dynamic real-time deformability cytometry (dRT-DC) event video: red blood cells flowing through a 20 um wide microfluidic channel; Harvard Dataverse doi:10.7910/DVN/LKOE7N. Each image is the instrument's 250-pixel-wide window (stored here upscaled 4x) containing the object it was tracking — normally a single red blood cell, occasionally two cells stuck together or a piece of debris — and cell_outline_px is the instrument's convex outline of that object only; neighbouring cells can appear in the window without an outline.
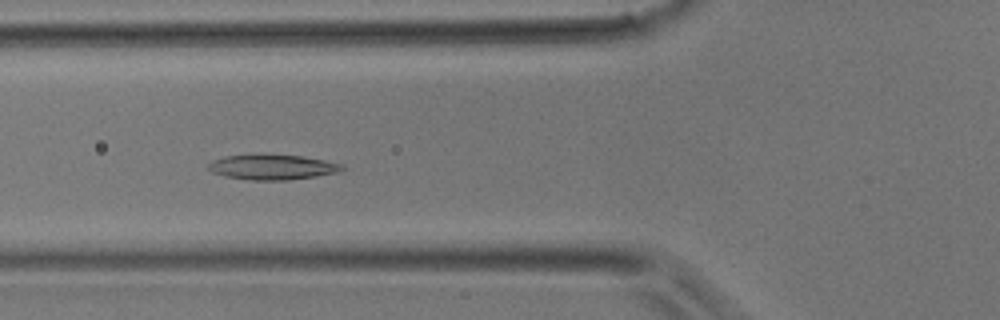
{"species": "common noctule bat (a hibernating species)", "species_latin": "Nyctalus noctula", "temperature_condition": "room temperature", "stored_images_in_passage": 42, "camera_frame_rate_fps": 3000, "um_per_image_px": 0.085, "animal": {"sex": "male", "body_mass_g": 17.9}, "frame": {"image": 1, "passage_image": 15, "time_ms": 4.667, "image_size_px": [1000, 320], "cell_outline_px": [[348, 168], [340, 172], [316, 176], [288, 180], [252, 180], [224, 176], [212, 172], [208, 168], [208, 164], [212, 160], [224, 156], [260, 152], [304, 156], [344, 164]], "centroid_in_image_um": [23.17, 14.16], "position_along_channel_um": 102.6, "area_um2": 20.4}}
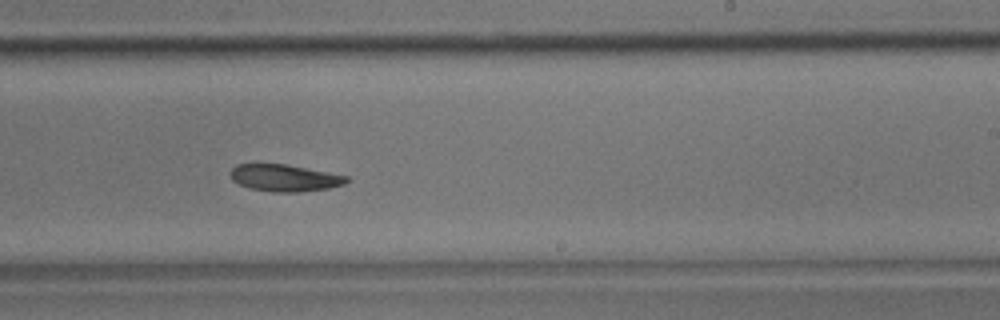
{"frame": {"image": 2, "passage_image": 25, "time_ms": 8.0, "image_size_px": [1000, 320], "cell_outline_px": [[348, 180], [344, 184], [328, 188], [300, 192], [272, 192], [248, 188], [232, 180], [232, 168], [236, 164], [284, 164], [348, 176]], "centroid_in_image_um": [24.18, 15.13], "position_along_channel_um": 264.8, "area_um2": 17.98}}
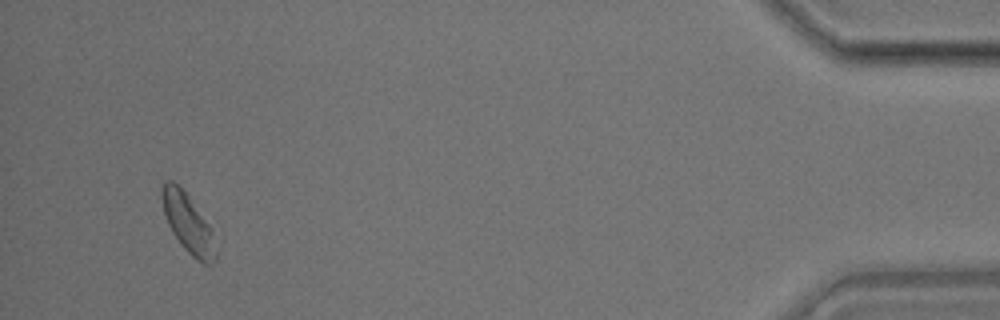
{"frame": {"image": 3, "passage_image": 39, "time_ms": 12.667, "image_size_px": [1000, 320], "cell_outline_px": [[216, 260], [212, 264], [204, 264], [196, 260], [180, 244], [172, 232], [168, 224], [164, 212], [160, 196], [160, 184], [164, 180], [172, 180], [188, 196], [212, 228], [216, 252]], "centroid_in_image_um": [15.96, 18.98], "position_along_channel_um": 419.2, "area_um2": 18.55}}